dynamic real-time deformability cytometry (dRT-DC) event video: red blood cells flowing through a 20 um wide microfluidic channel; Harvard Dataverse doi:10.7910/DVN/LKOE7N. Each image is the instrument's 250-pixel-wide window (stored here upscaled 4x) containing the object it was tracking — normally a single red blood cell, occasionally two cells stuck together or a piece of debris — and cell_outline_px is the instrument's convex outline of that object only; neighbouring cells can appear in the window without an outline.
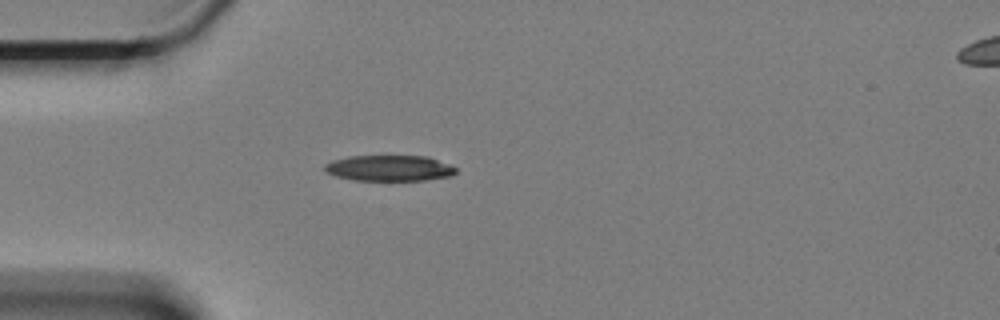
{"species": "Egyptian fruit bat (a non-hibernating species)", "species_latin": "Rousettus aegyptiacus", "temperature_condition": "cold", "stored_images_in_passage": 44, "camera_frame_rate_fps": 3000, "um_per_image_px": 0.085, "animal": {"sex": "female"}, "frame": {"image": 1, "passage_image": 1, "time_ms": 0.0, "image_size_px": [1000, 320], "cell_outline_px": [[456, 172], [452, 176], [424, 180], [356, 180], [336, 176], [328, 172], [324, 168], [324, 164], [348, 156], [428, 156], [448, 164], [456, 168]], "centroid_in_image_um": [33.13, 14.29], "position_along_channel_um": 51.9, "area_um2": 19.54}}
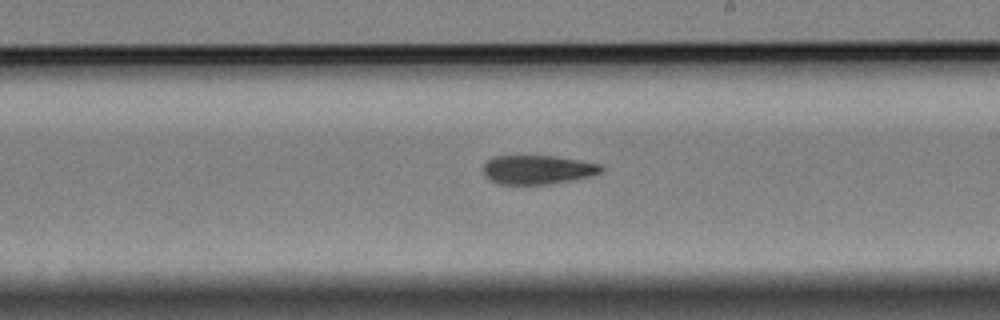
{"frame": {"image": 2, "passage_image": 19, "time_ms": 6.0, "image_size_px": [1000, 320], "cell_outline_px": [[604, 172], [592, 176], [572, 180], [548, 184], [500, 184], [488, 180], [484, 176], [484, 164], [492, 156], [556, 156], [604, 164]], "centroid_in_image_um": [45.75, 14.42], "position_along_channel_um": 243.3, "area_um2": 20.23}}
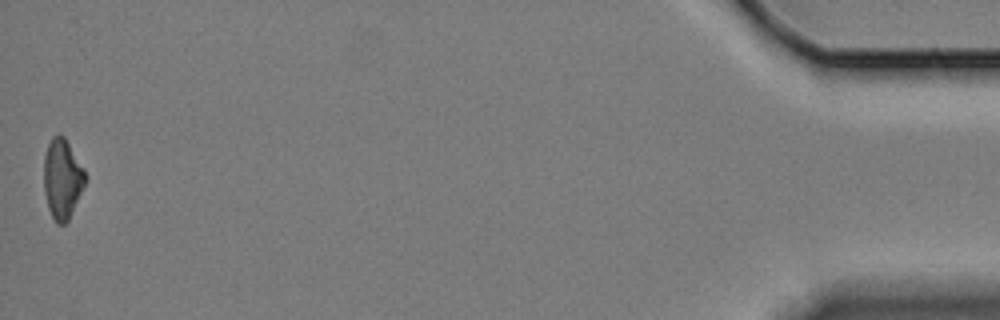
{"frame": {"image": 3, "passage_image": 44, "time_ms": 14.333, "image_size_px": [1000, 320], "cell_outline_px": [[88, 180], [68, 220], [64, 224], [56, 224], [48, 208], [44, 192], [44, 156], [48, 144], [52, 136], [64, 136], [84, 168], [88, 176]], "centroid_in_image_um": [5.32, 15.21], "position_along_channel_um": 429.9, "area_um2": 19.42}, "authors_computed_cell_mechanics": {"area_um2": 20.8947, "velocity_mm_per_s": 3.3384, "shape_relaxation_time_tau1_ms": 7.0069, "shape_relaxation_time_tau2_ms": null, "deformation_change_tau1": 0.1465, "deformation_change_tau2": null}}